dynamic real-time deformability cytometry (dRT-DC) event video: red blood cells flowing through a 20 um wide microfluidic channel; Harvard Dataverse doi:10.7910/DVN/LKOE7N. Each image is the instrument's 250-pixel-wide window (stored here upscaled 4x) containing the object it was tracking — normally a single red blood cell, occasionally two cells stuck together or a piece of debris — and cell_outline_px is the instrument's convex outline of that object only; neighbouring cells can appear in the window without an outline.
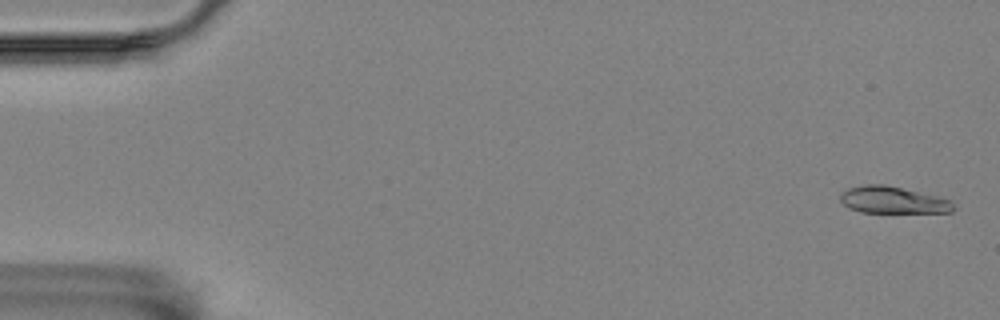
{"species": "Egyptian fruit bat (a non-hibernating species)", "species_latin": "Rousettus aegyptiacus", "temperature_condition": "room temperature", "stored_images_in_passage": 58, "camera_frame_rate_fps": 3000, "um_per_image_px": 0.085, "animal": {"sex": "female"}, "frame": {"image": 1, "passage_image": 2, "time_ms": 0.333, "image_size_px": [1000, 320], "cell_outline_px": [[956, 208], [952, 212], [860, 212], [848, 208], [840, 200], [840, 192], [848, 188], [864, 184], [884, 184], [940, 196], [952, 200]], "centroid_in_image_um": [75.91, 16.99], "position_along_channel_um": 9.1, "area_um2": 17.98}}
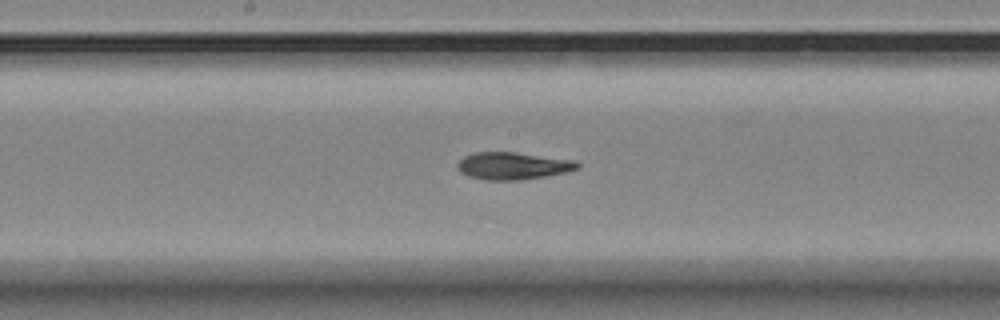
{"frame": {"image": 2, "passage_image": 30, "time_ms": 9.667, "image_size_px": [1000, 320], "cell_outline_px": [[580, 168], [568, 172], [520, 180], [484, 180], [468, 176], [460, 172], [456, 164], [464, 156], [472, 152], [516, 152], [576, 160], [580, 164]], "centroid_in_image_um": [43.61, 14.09], "position_along_channel_um": 204.6, "area_um2": 19.31}}
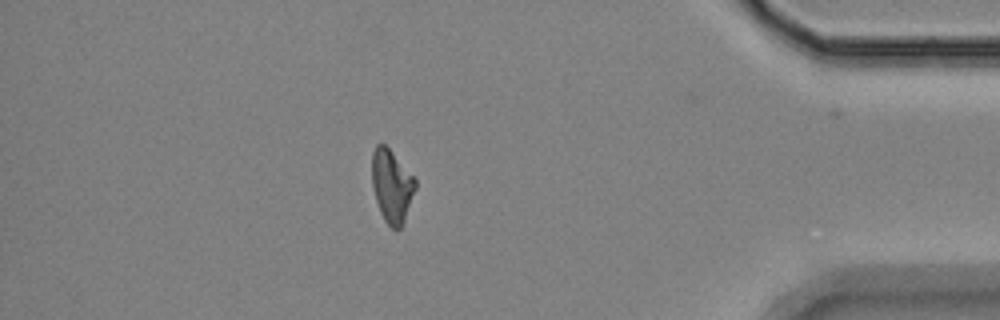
{"frame": {"image": 3, "passage_image": 50, "time_ms": 16.333, "image_size_px": [1000, 320], "cell_outline_px": [[416, 188], [404, 220], [400, 228], [396, 232], [384, 220], [380, 212], [376, 200], [372, 184], [372, 152], [376, 144], [384, 144], [388, 148], [416, 180]], "centroid_in_image_um": [33.28, 15.83], "position_along_channel_um": 401.9, "area_um2": 18.15}, "authors_computed_cell_mechanics": {"area_um2": 18.8139, "velocity_mm_per_s": 3.5191, "shape_relaxation_time_tau1_ms": 8.6796, "shape_relaxation_time_tau2_ms": 3.355, "deformation_change_tau1": 0.2196, "deformation_change_tau2": 0.1024}}